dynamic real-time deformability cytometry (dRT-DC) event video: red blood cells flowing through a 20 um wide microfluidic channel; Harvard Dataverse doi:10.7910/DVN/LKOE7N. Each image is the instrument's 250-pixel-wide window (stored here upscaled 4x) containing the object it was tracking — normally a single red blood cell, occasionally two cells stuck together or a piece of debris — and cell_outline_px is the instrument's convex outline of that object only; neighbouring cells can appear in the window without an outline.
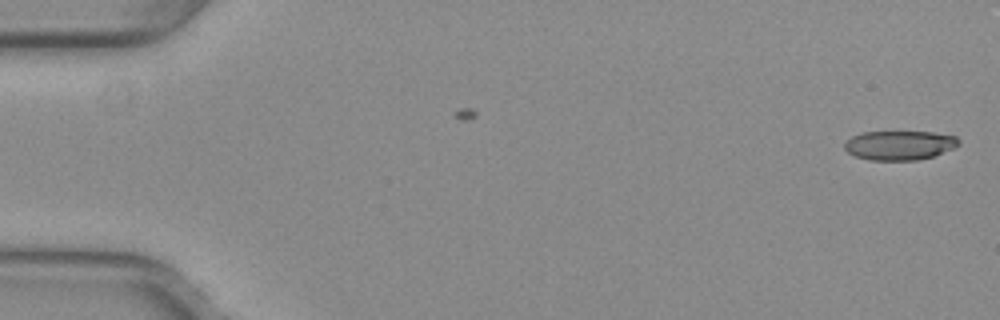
{"species": "common noctule bat (a hibernating species)", "species_latin": "Nyctalus noctula", "temperature_condition": "warm", "stored_images_in_passage": 52, "camera_frame_rate_fps": 3000, "um_per_image_px": 0.085, "animal": {"sex": "female", "body_mass_g": 29.2, "forearm_length_mm": 56.3}, "frame": {"image": 1, "passage_image": 1, "time_ms": 0.0, "image_size_px": [1000, 320], "cell_outline_px": [[960, 144], [952, 148], [932, 156], [916, 160], [868, 160], [856, 156], [848, 152], [844, 148], [844, 144], [852, 136], [860, 132], [932, 132], [956, 136], [960, 140]], "centroid_in_image_um": [76.44, 12.34], "position_along_channel_um": 8.6, "area_um2": 19.36}}
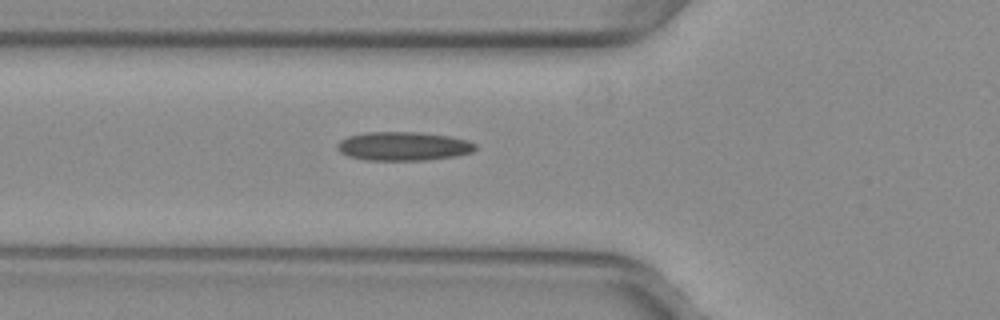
{"frame": {"image": 2, "passage_image": 19, "time_ms": 6.0, "image_size_px": [1000, 320], "cell_outline_px": [[476, 148], [472, 152], [456, 156], [424, 160], [368, 160], [348, 156], [340, 152], [336, 148], [336, 144], [340, 140], [348, 136], [364, 132], [420, 132], [448, 136], [468, 140], [476, 144]], "centroid_in_image_um": [34.27, 12.42], "position_along_channel_um": 91.5, "area_um2": 23.24}}
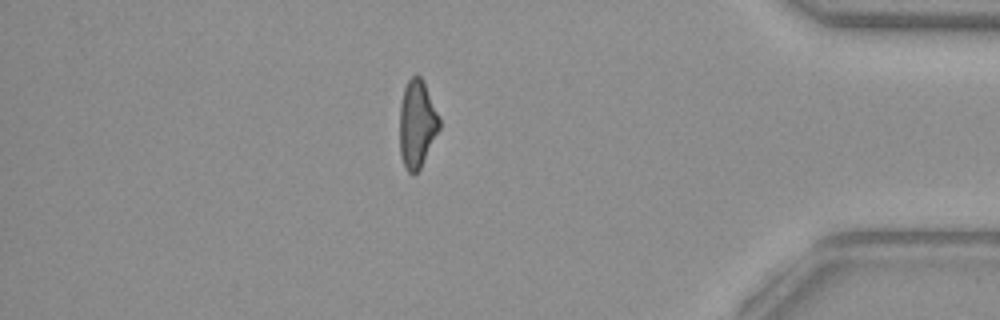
{"frame": {"image": 3, "passage_image": 45, "time_ms": 14.667, "image_size_px": [1000, 320], "cell_outline_px": [[440, 128], [420, 168], [412, 176], [404, 168], [400, 156], [400, 104], [404, 88], [408, 80], [416, 72], [424, 80], [440, 116]], "centroid_in_image_um": [35.45, 10.51], "position_along_channel_um": 399.8, "area_um2": 20.63}, "authors_computed_cell_mechanics": {"area_um2": 21.5016, "velocity_mm_per_s": 3.9831, "shape_relaxation_time_tau1_ms": null, "shape_relaxation_time_tau2_ms": 3.2168, "deformation_change_tau1": null, "deformation_change_tau2": 0.1245}}